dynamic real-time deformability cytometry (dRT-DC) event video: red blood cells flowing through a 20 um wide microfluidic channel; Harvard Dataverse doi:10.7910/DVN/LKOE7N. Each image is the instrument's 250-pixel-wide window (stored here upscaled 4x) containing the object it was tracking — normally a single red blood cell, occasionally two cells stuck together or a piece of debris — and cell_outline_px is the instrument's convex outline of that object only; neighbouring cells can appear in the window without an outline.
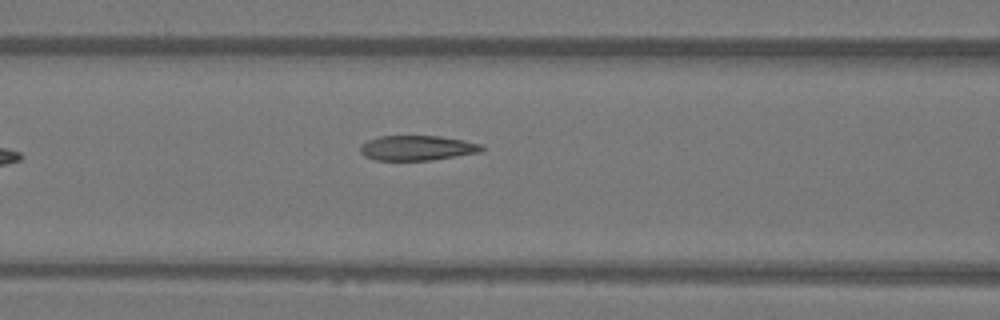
{"species": "Egyptian fruit bat (a non-hibernating species)", "species_latin": "Rousettus aegyptiacus", "temperature_condition": "warm", "stored_images_in_passage": 6, "camera_frame_rate_fps": 3000, "um_per_image_px": 0.085, "animal": {"sex": "female"}, "frame": {"image": 1, "passage_image": 6, "time_ms": 1.667, "image_size_px": [1000, 320], "cell_outline_px": [[484, 148], [480, 152], [432, 160], [376, 160], [364, 156], [360, 152], [360, 144], [368, 140], [380, 136], [440, 136], [464, 140], [484, 144]], "centroid_in_image_um": [35.46, 12.57], "position_along_channel_um": 131.1, "area_um2": 17.74}}